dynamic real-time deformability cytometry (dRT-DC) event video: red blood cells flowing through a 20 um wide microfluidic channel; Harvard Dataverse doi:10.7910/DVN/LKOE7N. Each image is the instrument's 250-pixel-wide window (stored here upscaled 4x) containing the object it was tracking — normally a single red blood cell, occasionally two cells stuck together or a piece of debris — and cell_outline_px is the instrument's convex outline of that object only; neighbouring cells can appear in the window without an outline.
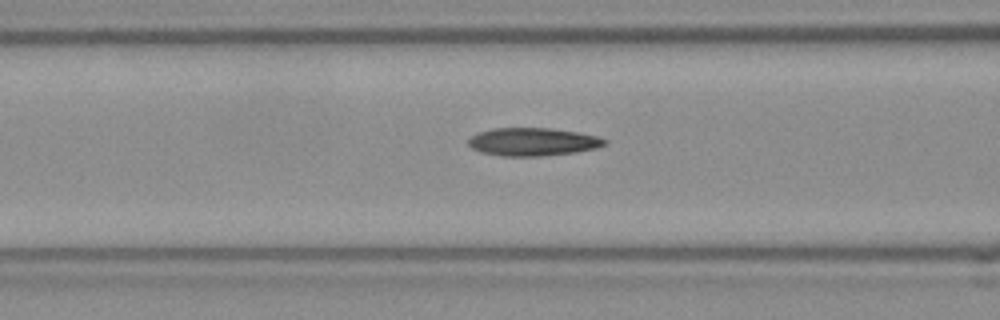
{"species": "Egyptian fruit bat (a non-hibernating species)", "species_latin": "Rousettus aegyptiacus", "temperature_condition": "room temperature", "stored_images_in_passage": 15, "camera_frame_rate_fps": 3000, "um_per_image_px": 0.085, "frame": {"image": 1, "passage_image": 13, "time_ms": 4.0, "image_size_px": [1000, 320], "cell_outline_px": [[608, 140], [604, 144], [596, 148], [572, 152], [540, 156], [504, 156], [480, 152], [472, 148], [468, 144], [468, 140], [472, 136], [480, 132], [492, 128], [552, 128], [576, 132], [596, 136]], "centroid_in_image_um": [45.25, 12.05], "position_along_channel_um": 121.3, "area_um2": 21.96}}